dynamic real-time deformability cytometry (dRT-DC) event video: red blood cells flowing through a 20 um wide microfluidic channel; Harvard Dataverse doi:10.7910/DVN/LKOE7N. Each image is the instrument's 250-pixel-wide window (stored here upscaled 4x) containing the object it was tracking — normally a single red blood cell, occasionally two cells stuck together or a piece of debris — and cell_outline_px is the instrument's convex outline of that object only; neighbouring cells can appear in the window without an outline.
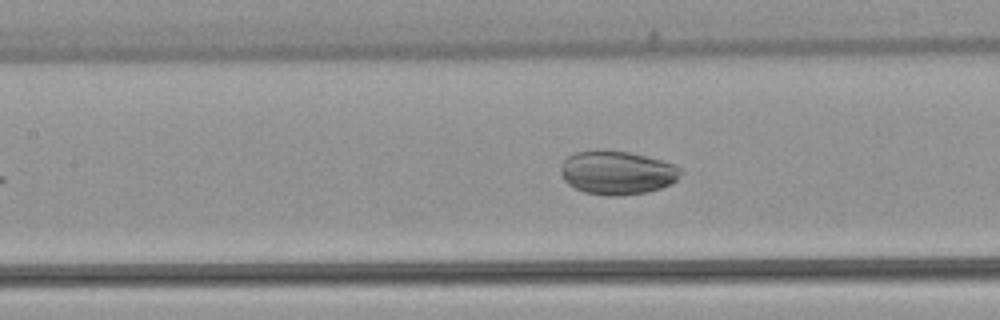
{"species": "common noctule bat (a hibernating species)", "species_latin": "Nyctalus noctula", "temperature_condition": "warm", "stored_images_in_passage": 34, "camera_frame_rate_fps": 3000, "um_per_image_px": 0.085, "animal": {"sex": "female", "body_mass_g": 22.7, "forearm_length_mm": 54.2}, "frame": {"image": 1, "passage_image": 17, "time_ms": 5.333, "image_size_px": [1000, 320], "cell_outline_px": [[684, 172], [672, 184], [648, 192], [616, 196], [608, 196], [584, 192], [568, 184], [564, 180], [560, 172], [560, 168], [564, 160], [568, 156], [576, 152], [600, 148], [628, 152], [660, 160], [672, 164], [680, 168]], "centroid_in_image_um": [52.44, 14.66], "position_along_channel_um": 155.0, "area_um2": 30.75}}
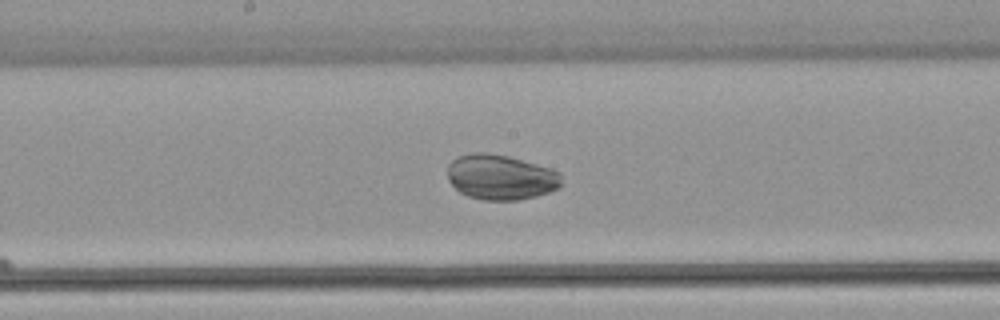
{"frame": {"image": 2, "passage_image": 21, "time_ms": 6.667, "image_size_px": [1000, 320], "cell_outline_px": [[560, 184], [556, 188], [548, 192], [536, 196], [520, 200], [484, 200], [468, 196], [460, 192], [448, 180], [448, 164], [456, 156], [472, 152], [484, 152], [508, 156], [552, 168], [560, 172]], "centroid_in_image_um": [42.53, 15.04], "position_along_channel_um": 205.7, "area_um2": 30.06}}